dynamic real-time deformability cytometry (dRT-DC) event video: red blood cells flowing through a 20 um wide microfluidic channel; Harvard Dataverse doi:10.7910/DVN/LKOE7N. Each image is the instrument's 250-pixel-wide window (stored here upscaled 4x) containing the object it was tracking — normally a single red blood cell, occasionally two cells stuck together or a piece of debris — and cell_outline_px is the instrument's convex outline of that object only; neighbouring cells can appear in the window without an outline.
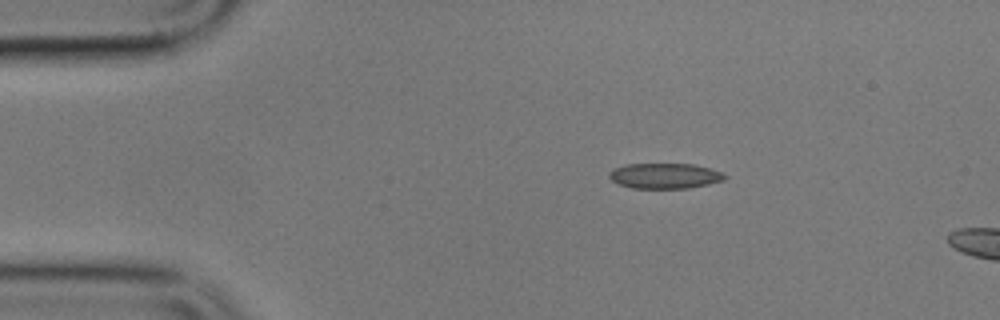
{"species": "common noctule bat (a hibernating species)", "species_latin": "Nyctalus noctula", "temperature_condition": "cold", "stored_images_in_passage": 3, "camera_frame_rate_fps": 3000, "um_per_image_px": 0.085, "animal": {"sex": "male", "body_mass_g": 17.9}, "frame": {"image": 1, "passage_image": 1, "time_ms": 0.0, "image_size_px": [1000, 320], "cell_outline_px": [[728, 176], [724, 180], [708, 184], [688, 188], [632, 188], [620, 184], [612, 180], [608, 176], [608, 172], [612, 168], [624, 164], [696, 164], [720, 172]], "centroid_in_image_um": [56.47, 14.94], "position_along_channel_um": 28.5, "area_um2": 17.11}}